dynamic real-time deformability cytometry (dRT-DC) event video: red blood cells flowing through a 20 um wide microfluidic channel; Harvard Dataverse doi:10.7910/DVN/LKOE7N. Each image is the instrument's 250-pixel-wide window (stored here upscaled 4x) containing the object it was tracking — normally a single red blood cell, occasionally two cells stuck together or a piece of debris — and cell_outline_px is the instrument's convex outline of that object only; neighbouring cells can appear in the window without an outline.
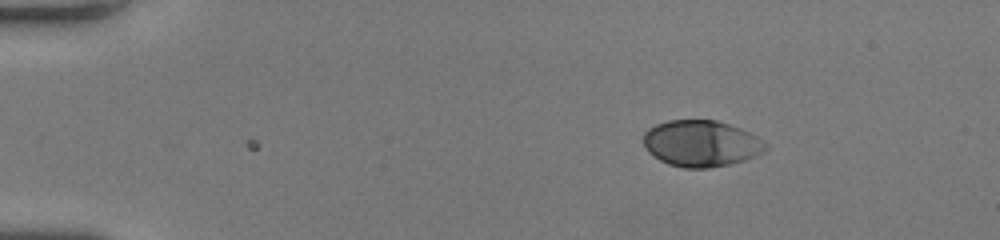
{"species": "human", "species_latin": "Homo sapiens", "temperature_condition": "room temperature", "stored_images_in_passage": 45, "camera_frame_rate_fps": 3000, "um_per_image_px": 0.085, "donor": {"sex": "female"}, "frame": {"image": 1, "passage_image": 1, "time_ms": 0.0, "image_size_px": [1000, 240], "cell_outline_px": [[768, 148], [756, 156], [744, 160], [728, 164], [708, 168], [684, 168], [668, 164], [660, 160], [648, 152], [644, 144], [644, 132], [648, 128], [656, 124], [668, 120], [716, 120], [740, 128], [756, 136], [768, 144]], "centroid_in_image_um": [59.59, 12.19], "position_along_channel_um": 25.4, "area_um2": 32.95}}
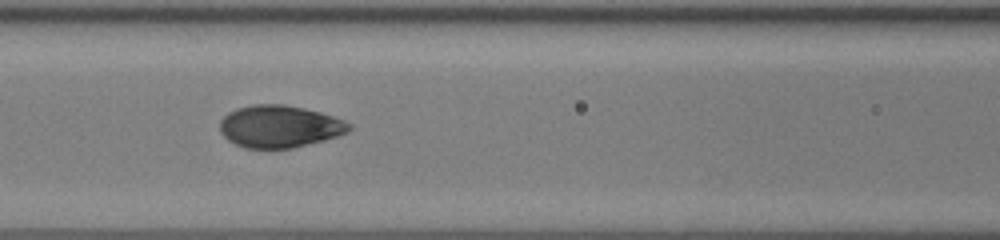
{"frame": {"image": 2, "passage_image": 17, "time_ms": 5.333, "image_size_px": [1000, 240], "cell_outline_px": [[352, 128], [348, 132], [324, 140], [292, 148], [244, 148], [228, 140], [220, 132], [220, 120], [228, 112], [236, 108], [252, 104], [284, 104], [320, 112], [344, 120], [352, 124]], "centroid_in_image_um": [23.75, 10.74], "position_along_channel_um": 142.9, "area_um2": 31.85}}
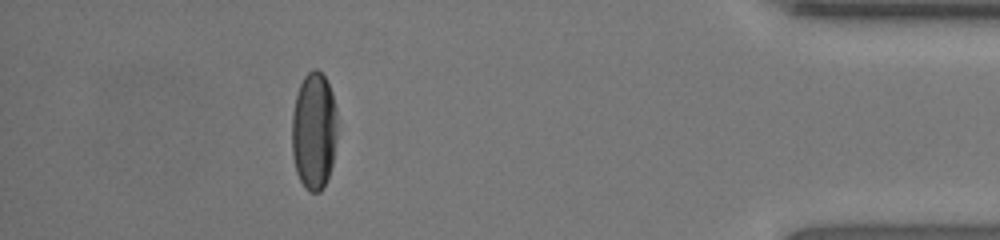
{"frame": {"image": 3, "passage_image": 40, "time_ms": 13.0, "image_size_px": [1000, 240], "cell_outline_px": [[336, 140], [332, 164], [328, 176], [320, 192], [308, 192], [304, 188], [296, 172], [292, 156], [292, 112], [296, 96], [300, 84], [304, 76], [312, 68], [316, 68], [324, 76], [332, 92], [336, 108]], "centroid_in_image_um": [26.67, 11.13], "position_along_channel_um": 408.5, "area_um2": 31.27}, "authors_computed_cell_mechanics": {"area_um2": 32.079, "velocity_mm_per_s": 4.0677, "shape_relaxation_time_tau1_ms": 3.4097, "shape_relaxation_time_tau2_ms": null, "deformation_change_tau1": 0.1786, "deformation_change_tau2": null}}